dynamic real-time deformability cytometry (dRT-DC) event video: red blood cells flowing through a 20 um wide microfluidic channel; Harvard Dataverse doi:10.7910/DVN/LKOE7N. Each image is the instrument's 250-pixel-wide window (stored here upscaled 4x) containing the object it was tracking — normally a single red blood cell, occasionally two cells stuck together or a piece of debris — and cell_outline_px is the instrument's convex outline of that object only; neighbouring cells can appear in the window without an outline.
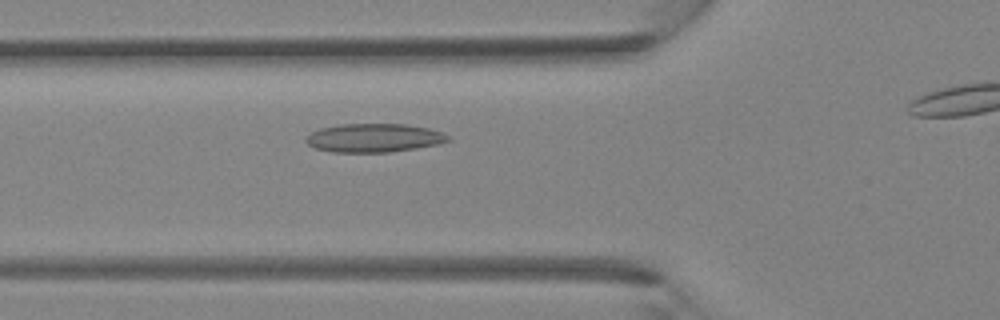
{"species": "Egyptian fruit bat (a non-hibernating species)", "species_latin": "Rousettus aegyptiacus", "temperature_condition": "room temperature", "stored_images_in_passage": 29, "camera_frame_rate_fps": 3000, "um_per_image_px": 0.085, "animal": {"sex": "female"}, "frame": {"image": 1, "passage_image": 10, "time_ms": 3.0, "image_size_px": [1000, 320], "cell_outline_px": [[452, 140], [440, 144], [416, 148], [388, 152], [332, 152], [316, 148], [308, 144], [304, 140], [312, 132], [320, 128], [340, 124], [408, 124], [428, 128], [444, 132]], "centroid_in_image_um": [31.83, 11.72], "position_along_channel_um": 94.0, "area_um2": 23.76}}
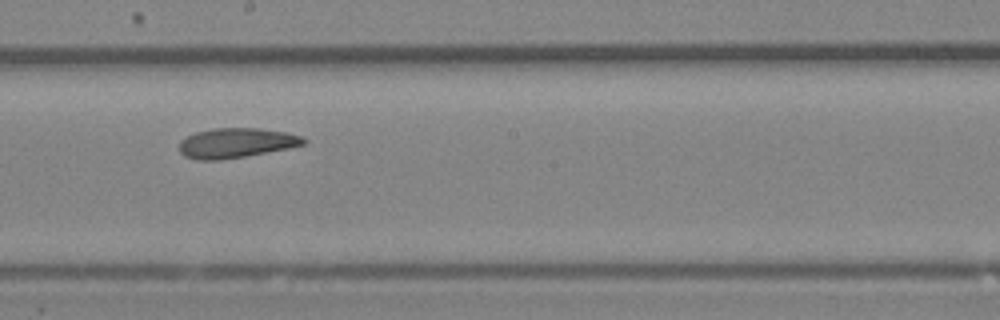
{"frame": {"image": 2, "passage_image": 18, "time_ms": 5.667, "image_size_px": [1000, 320], "cell_outline_px": [[308, 140], [304, 144], [288, 148], [244, 156], [220, 160], [196, 160], [184, 156], [180, 152], [180, 140], [196, 132], [212, 128], [260, 128], [284, 132], [304, 136]], "centroid_in_image_um": [20.07, 12.15], "position_along_channel_um": 228.1, "area_um2": 21.56}}
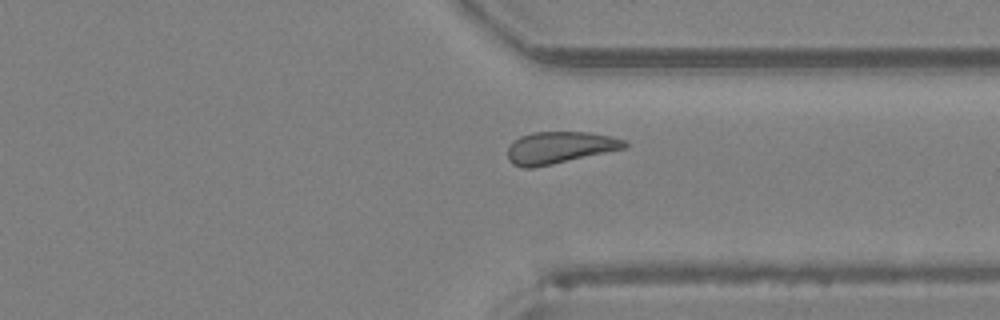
{"frame": {"image": 3, "passage_image": 26, "time_ms": 8.333, "image_size_px": [1000, 320], "cell_outline_px": [[628, 148], [552, 164], [532, 168], [524, 168], [512, 164], [508, 160], [508, 148], [520, 136], [532, 132], [592, 132], [612, 136], [624, 140], [628, 144]], "centroid_in_image_um": [47.61, 12.54], "position_along_channel_um": 363.8, "area_um2": 21.85}}